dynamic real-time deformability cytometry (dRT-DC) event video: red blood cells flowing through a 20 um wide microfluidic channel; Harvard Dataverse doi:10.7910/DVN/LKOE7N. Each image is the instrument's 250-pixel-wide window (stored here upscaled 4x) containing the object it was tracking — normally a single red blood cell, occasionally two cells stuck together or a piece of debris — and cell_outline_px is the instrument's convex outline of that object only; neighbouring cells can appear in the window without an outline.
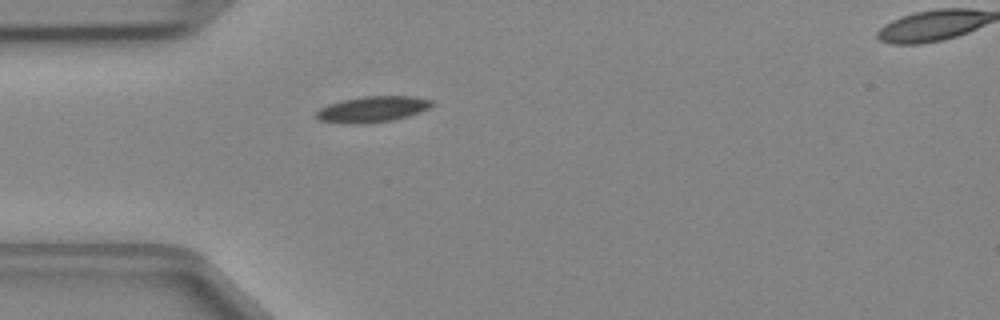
{"species": "Egyptian fruit bat (a non-hibernating species)", "species_latin": "Rousettus aegyptiacus", "temperature_condition": "cold", "stored_images_in_passage": 35, "camera_frame_rate_fps": 3000, "um_per_image_px": 0.085, "animal": {"sex": "female"}, "frame": {"image": 1, "passage_image": 1, "time_ms": 0.0, "image_size_px": [1000, 320], "cell_outline_px": [[436, 104], [420, 112], [408, 116], [392, 120], [360, 124], [344, 124], [320, 120], [316, 116], [316, 112], [320, 108], [328, 104], [344, 100], [364, 96], [416, 96], [432, 100]], "centroid_in_image_um": [31.69, 9.28], "position_along_channel_um": 53.3, "area_um2": 17.51}}
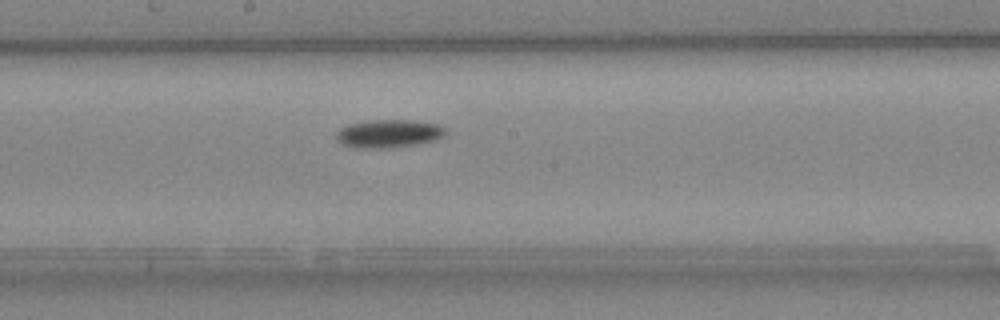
{"frame": {"image": 2, "passage_image": 13, "time_ms": 4.0, "image_size_px": [1000, 320], "cell_outline_px": [[444, 132], [440, 136], [432, 140], [420, 144], [384, 148], [356, 148], [340, 144], [336, 140], [336, 132], [340, 128], [348, 124], [368, 120], [412, 120], [436, 124], [444, 128]], "centroid_in_image_um": [32.93, 11.36], "position_along_channel_um": 215.3, "area_um2": 17.8}}
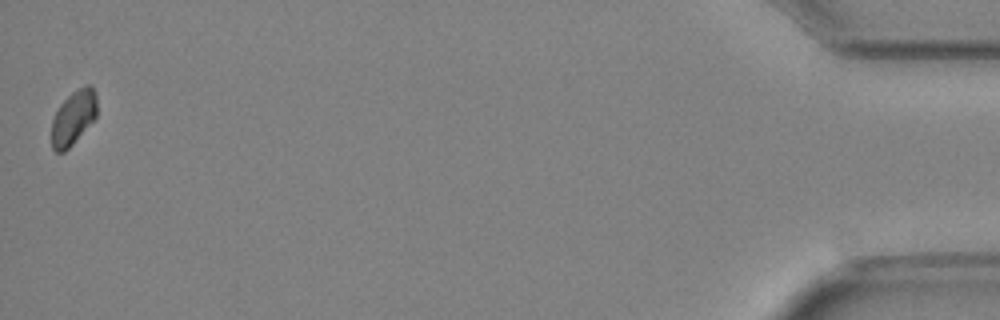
{"frame": {"image": 3, "passage_image": 35, "time_ms": 11.333, "image_size_px": [1000, 320], "cell_outline_px": [[96, 116], [72, 144], [64, 152], [56, 152], [52, 148], [52, 120], [60, 104], [72, 92], [84, 84], [92, 84], [96, 92]], "centroid_in_image_um": [6.24, 9.95], "position_along_channel_um": 429.0, "area_um2": 14.22}}